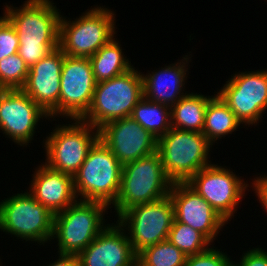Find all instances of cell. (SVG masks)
<instances>
[{
    "instance_id": "4",
    "label": "cell",
    "mask_w": 267,
    "mask_h": 266,
    "mask_svg": "<svg viewBox=\"0 0 267 266\" xmlns=\"http://www.w3.org/2000/svg\"><path fill=\"white\" fill-rule=\"evenodd\" d=\"M111 208L99 201L77 200L54 214L53 235L58 254L78 255L107 226L105 213Z\"/></svg>"
},
{
    "instance_id": "14",
    "label": "cell",
    "mask_w": 267,
    "mask_h": 266,
    "mask_svg": "<svg viewBox=\"0 0 267 266\" xmlns=\"http://www.w3.org/2000/svg\"><path fill=\"white\" fill-rule=\"evenodd\" d=\"M60 84L61 118L81 119L91 105L97 84L90 59L64 54Z\"/></svg>"
},
{
    "instance_id": "30",
    "label": "cell",
    "mask_w": 267,
    "mask_h": 266,
    "mask_svg": "<svg viewBox=\"0 0 267 266\" xmlns=\"http://www.w3.org/2000/svg\"><path fill=\"white\" fill-rule=\"evenodd\" d=\"M241 257L239 262L234 261L233 266H267V251L260 246L248 249Z\"/></svg>"
},
{
    "instance_id": "25",
    "label": "cell",
    "mask_w": 267,
    "mask_h": 266,
    "mask_svg": "<svg viewBox=\"0 0 267 266\" xmlns=\"http://www.w3.org/2000/svg\"><path fill=\"white\" fill-rule=\"evenodd\" d=\"M186 257L175 245L164 240L140 251L136 266H185Z\"/></svg>"
},
{
    "instance_id": "9",
    "label": "cell",
    "mask_w": 267,
    "mask_h": 266,
    "mask_svg": "<svg viewBox=\"0 0 267 266\" xmlns=\"http://www.w3.org/2000/svg\"><path fill=\"white\" fill-rule=\"evenodd\" d=\"M69 121L71 124H55L53 131L43 138L46 156L43 163L73 177L99 139V130L81 119Z\"/></svg>"
},
{
    "instance_id": "24",
    "label": "cell",
    "mask_w": 267,
    "mask_h": 266,
    "mask_svg": "<svg viewBox=\"0 0 267 266\" xmlns=\"http://www.w3.org/2000/svg\"><path fill=\"white\" fill-rule=\"evenodd\" d=\"M131 117L157 140L171 129L170 106L142 98Z\"/></svg>"
},
{
    "instance_id": "23",
    "label": "cell",
    "mask_w": 267,
    "mask_h": 266,
    "mask_svg": "<svg viewBox=\"0 0 267 266\" xmlns=\"http://www.w3.org/2000/svg\"><path fill=\"white\" fill-rule=\"evenodd\" d=\"M241 124L229 106L216 93L207 104L202 134L215 144L222 137L236 132Z\"/></svg>"
},
{
    "instance_id": "15",
    "label": "cell",
    "mask_w": 267,
    "mask_h": 266,
    "mask_svg": "<svg viewBox=\"0 0 267 266\" xmlns=\"http://www.w3.org/2000/svg\"><path fill=\"white\" fill-rule=\"evenodd\" d=\"M99 139L122 166L157 151V139L131 116L102 126L99 129Z\"/></svg>"
},
{
    "instance_id": "8",
    "label": "cell",
    "mask_w": 267,
    "mask_h": 266,
    "mask_svg": "<svg viewBox=\"0 0 267 266\" xmlns=\"http://www.w3.org/2000/svg\"><path fill=\"white\" fill-rule=\"evenodd\" d=\"M21 192L0 201V231L44 246L52 239L54 214L27 190Z\"/></svg>"
},
{
    "instance_id": "22",
    "label": "cell",
    "mask_w": 267,
    "mask_h": 266,
    "mask_svg": "<svg viewBox=\"0 0 267 266\" xmlns=\"http://www.w3.org/2000/svg\"><path fill=\"white\" fill-rule=\"evenodd\" d=\"M122 50L115 36L89 58L97 83L119 76L134 67Z\"/></svg>"
},
{
    "instance_id": "17",
    "label": "cell",
    "mask_w": 267,
    "mask_h": 266,
    "mask_svg": "<svg viewBox=\"0 0 267 266\" xmlns=\"http://www.w3.org/2000/svg\"><path fill=\"white\" fill-rule=\"evenodd\" d=\"M64 53L58 47L31 68L21 88L53 120L60 117V79Z\"/></svg>"
},
{
    "instance_id": "29",
    "label": "cell",
    "mask_w": 267,
    "mask_h": 266,
    "mask_svg": "<svg viewBox=\"0 0 267 266\" xmlns=\"http://www.w3.org/2000/svg\"><path fill=\"white\" fill-rule=\"evenodd\" d=\"M19 37L15 27L4 16H0V60L18 53Z\"/></svg>"
},
{
    "instance_id": "32",
    "label": "cell",
    "mask_w": 267,
    "mask_h": 266,
    "mask_svg": "<svg viewBox=\"0 0 267 266\" xmlns=\"http://www.w3.org/2000/svg\"><path fill=\"white\" fill-rule=\"evenodd\" d=\"M58 259L47 266H79L77 255L57 254Z\"/></svg>"
},
{
    "instance_id": "21",
    "label": "cell",
    "mask_w": 267,
    "mask_h": 266,
    "mask_svg": "<svg viewBox=\"0 0 267 266\" xmlns=\"http://www.w3.org/2000/svg\"><path fill=\"white\" fill-rule=\"evenodd\" d=\"M215 95L189 92L182 97L170 107L171 128L202 133L207 104Z\"/></svg>"
},
{
    "instance_id": "2",
    "label": "cell",
    "mask_w": 267,
    "mask_h": 266,
    "mask_svg": "<svg viewBox=\"0 0 267 266\" xmlns=\"http://www.w3.org/2000/svg\"><path fill=\"white\" fill-rule=\"evenodd\" d=\"M173 182L165 174L159 153L123 165L120 189L111 206L118 217L129 208L169 195Z\"/></svg>"
},
{
    "instance_id": "7",
    "label": "cell",
    "mask_w": 267,
    "mask_h": 266,
    "mask_svg": "<svg viewBox=\"0 0 267 266\" xmlns=\"http://www.w3.org/2000/svg\"><path fill=\"white\" fill-rule=\"evenodd\" d=\"M212 145L202 133L171 128L157 140V152L168 178L173 183L187 182L212 164L208 160Z\"/></svg>"
},
{
    "instance_id": "10",
    "label": "cell",
    "mask_w": 267,
    "mask_h": 266,
    "mask_svg": "<svg viewBox=\"0 0 267 266\" xmlns=\"http://www.w3.org/2000/svg\"><path fill=\"white\" fill-rule=\"evenodd\" d=\"M117 218L137 255L145 248L168 239L174 208L168 195L151 203L135 205Z\"/></svg>"
},
{
    "instance_id": "27",
    "label": "cell",
    "mask_w": 267,
    "mask_h": 266,
    "mask_svg": "<svg viewBox=\"0 0 267 266\" xmlns=\"http://www.w3.org/2000/svg\"><path fill=\"white\" fill-rule=\"evenodd\" d=\"M29 73V67L18 53L0 60V89H21Z\"/></svg>"
},
{
    "instance_id": "28",
    "label": "cell",
    "mask_w": 267,
    "mask_h": 266,
    "mask_svg": "<svg viewBox=\"0 0 267 266\" xmlns=\"http://www.w3.org/2000/svg\"><path fill=\"white\" fill-rule=\"evenodd\" d=\"M220 250L212 245L201 253L189 255L186 257L185 266H233L231 256Z\"/></svg>"
},
{
    "instance_id": "16",
    "label": "cell",
    "mask_w": 267,
    "mask_h": 266,
    "mask_svg": "<svg viewBox=\"0 0 267 266\" xmlns=\"http://www.w3.org/2000/svg\"><path fill=\"white\" fill-rule=\"evenodd\" d=\"M169 197L174 219L202 233L212 244L228 224L187 182L173 183Z\"/></svg>"
},
{
    "instance_id": "11",
    "label": "cell",
    "mask_w": 267,
    "mask_h": 266,
    "mask_svg": "<svg viewBox=\"0 0 267 266\" xmlns=\"http://www.w3.org/2000/svg\"><path fill=\"white\" fill-rule=\"evenodd\" d=\"M230 169L212 163L187 181L227 222L237 213L239 203L247 195L246 191H250L247 189L250 188L249 183Z\"/></svg>"
},
{
    "instance_id": "5",
    "label": "cell",
    "mask_w": 267,
    "mask_h": 266,
    "mask_svg": "<svg viewBox=\"0 0 267 266\" xmlns=\"http://www.w3.org/2000/svg\"><path fill=\"white\" fill-rule=\"evenodd\" d=\"M79 18L60 19L59 48L66 56L90 58L115 37V12L105 6L94 5Z\"/></svg>"
},
{
    "instance_id": "19",
    "label": "cell",
    "mask_w": 267,
    "mask_h": 266,
    "mask_svg": "<svg viewBox=\"0 0 267 266\" xmlns=\"http://www.w3.org/2000/svg\"><path fill=\"white\" fill-rule=\"evenodd\" d=\"M184 55L183 59L174 64H165L158 70L149 71L144 75L141 72L143 80V97L149 101L173 106L182 97L189 94L185 90V83L190 73V61L192 55ZM191 55V57H190ZM189 68V69H188ZM186 92V93H184Z\"/></svg>"
},
{
    "instance_id": "31",
    "label": "cell",
    "mask_w": 267,
    "mask_h": 266,
    "mask_svg": "<svg viewBox=\"0 0 267 266\" xmlns=\"http://www.w3.org/2000/svg\"><path fill=\"white\" fill-rule=\"evenodd\" d=\"M252 182H250V188L254 191L256 197L263 208V211L267 213V173L266 175H260L253 178Z\"/></svg>"
},
{
    "instance_id": "3",
    "label": "cell",
    "mask_w": 267,
    "mask_h": 266,
    "mask_svg": "<svg viewBox=\"0 0 267 266\" xmlns=\"http://www.w3.org/2000/svg\"><path fill=\"white\" fill-rule=\"evenodd\" d=\"M143 98L141 72L135 67L96 84L89 109L81 118L98 130L108 122L131 116Z\"/></svg>"
},
{
    "instance_id": "6",
    "label": "cell",
    "mask_w": 267,
    "mask_h": 266,
    "mask_svg": "<svg viewBox=\"0 0 267 266\" xmlns=\"http://www.w3.org/2000/svg\"><path fill=\"white\" fill-rule=\"evenodd\" d=\"M122 168L111 150L98 139L73 176L77 199L99 201L111 208L119 193Z\"/></svg>"
},
{
    "instance_id": "12",
    "label": "cell",
    "mask_w": 267,
    "mask_h": 266,
    "mask_svg": "<svg viewBox=\"0 0 267 266\" xmlns=\"http://www.w3.org/2000/svg\"><path fill=\"white\" fill-rule=\"evenodd\" d=\"M216 93L244 128L257 126L267 110V69L236 72Z\"/></svg>"
},
{
    "instance_id": "13",
    "label": "cell",
    "mask_w": 267,
    "mask_h": 266,
    "mask_svg": "<svg viewBox=\"0 0 267 266\" xmlns=\"http://www.w3.org/2000/svg\"><path fill=\"white\" fill-rule=\"evenodd\" d=\"M43 118L50 120L22 89H0V130L17 146L24 148L32 143Z\"/></svg>"
},
{
    "instance_id": "20",
    "label": "cell",
    "mask_w": 267,
    "mask_h": 266,
    "mask_svg": "<svg viewBox=\"0 0 267 266\" xmlns=\"http://www.w3.org/2000/svg\"><path fill=\"white\" fill-rule=\"evenodd\" d=\"M28 192L53 214L64 211L78 199L73 177L41 163L35 168Z\"/></svg>"
},
{
    "instance_id": "18",
    "label": "cell",
    "mask_w": 267,
    "mask_h": 266,
    "mask_svg": "<svg viewBox=\"0 0 267 266\" xmlns=\"http://www.w3.org/2000/svg\"><path fill=\"white\" fill-rule=\"evenodd\" d=\"M77 258L79 266H136L137 255L116 221L107 225Z\"/></svg>"
},
{
    "instance_id": "26",
    "label": "cell",
    "mask_w": 267,
    "mask_h": 266,
    "mask_svg": "<svg viewBox=\"0 0 267 266\" xmlns=\"http://www.w3.org/2000/svg\"><path fill=\"white\" fill-rule=\"evenodd\" d=\"M167 240L186 256L201 253L212 245L202 233L175 219L173 220Z\"/></svg>"
},
{
    "instance_id": "1",
    "label": "cell",
    "mask_w": 267,
    "mask_h": 266,
    "mask_svg": "<svg viewBox=\"0 0 267 266\" xmlns=\"http://www.w3.org/2000/svg\"><path fill=\"white\" fill-rule=\"evenodd\" d=\"M53 0H27L19 7L4 5L3 15L19 37L18 54L31 68L59 47L61 12Z\"/></svg>"
}]
</instances>
